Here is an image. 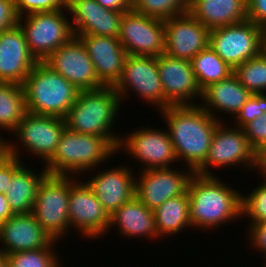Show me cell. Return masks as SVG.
<instances>
[{"label": "cell", "mask_w": 266, "mask_h": 267, "mask_svg": "<svg viewBox=\"0 0 266 267\" xmlns=\"http://www.w3.org/2000/svg\"><path fill=\"white\" fill-rule=\"evenodd\" d=\"M65 128L64 118L27 112L10 133L9 152L22 161L24 156L20 152L29 151L28 156L38 158L44 166L55 153Z\"/></svg>", "instance_id": "cell-6"}, {"label": "cell", "mask_w": 266, "mask_h": 267, "mask_svg": "<svg viewBox=\"0 0 266 267\" xmlns=\"http://www.w3.org/2000/svg\"><path fill=\"white\" fill-rule=\"evenodd\" d=\"M251 95L232 73L227 78L202 89L198 105L218 121L227 122L223 119L222 112L232 120ZM218 113L222 114V117Z\"/></svg>", "instance_id": "cell-24"}, {"label": "cell", "mask_w": 266, "mask_h": 267, "mask_svg": "<svg viewBox=\"0 0 266 267\" xmlns=\"http://www.w3.org/2000/svg\"><path fill=\"white\" fill-rule=\"evenodd\" d=\"M102 7L119 11V12H127L132 9V0H96Z\"/></svg>", "instance_id": "cell-42"}, {"label": "cell", "mask_w": 266, "mask_h": 267, "mask_svg": "<svg viewBox=\"0 0 266 267\" xmlns=\"http://www.w3.org/2000/svg\"><path fill=\"white\" fill-rule=\"evenodd\" d=\"M124 162L118 167L107 168L92 175L88 171L86 176L87 185L98 198L105 211L111 216L119 207L127 203L135 196V175L132 165ZM131 167V168H130ZM99 172V173H98ZM91 173V175H90ZM91 176V177H90Z\"/></svg>", "instance_id": "cell-17"}, {"label": "cell", "mask_w": 266, "mask_h": 267, "mask_svg": "<svg viewBox=\"0 0 266 267\" xmlns=\"http://www.w3.org/2000/svg\"><path fill=\"white\" fill-rule=\"evenodd\" d=\"M114 88L122 104L134 93L140 97L139 100L145 101L148 106L157 107L158 111L171 106L164 98L156 56L127 54L121 79Z\"/></svg>", "instance_id": "cell-10"}, {"label": "cell", "mask_w": 266, "mask_h": 267, "mask_svg": "<svg viewBox=\"0 0 266 267\" xmlns=\"http://www.w3.org/2000/svg\"><path fill=\"white\" fill-rule=\"evenodd\" d=\"M154 211L158 237L162 240L180 235L192 227L189 220V201L187 191L165 201Z\"/></svg>", "instance_id": "cell-28"}, {"label": "cell", "mask_w": 266, "mask_h": 267, "mask_svg": "<svg viewBox=\"0 0 266 267\" xmlns=\"http://www.w3.org/2000/svg\"><path fill=\"white\" fill-rule=\"evenodd\" d=\"M68 0H13L19 17L37 12L67 9Z\"/></svg>", "instance_id": "cell-36"}, {"label": "cell", "mask_w": 266, "mask_h": 267, "mask_svg": "<svg viewBox=\"0 0 266 267\" xmlns=\"http://www.w3.org/2000/svg\"><path fill=\"white\" fill-rule=\"evenodd\" d=\"M26 113L23 86L0 81V132L11 133Z\"/></svg>", "instance_id": "cell-29"}, {"label": "cell", "mask_w": 266, "mask_h": 267, "mask_svg": "<svg viewBox=\"0 0 266 267\" xmlns=\"http://www.w3.org/2000/svg\"><path fill=\"white\" fill-rule=\"evenodd\" d=\"M256 158L258 164L266 158V142L256 151Z\"/></svg>", "instance_id": "cell-45"}, {"label": "cell", "mask_w": 266, "mask_h": 267, "mask_svg": "<svg viewBox=\"0 0 266 267\" xmlns=\"http://www.w3.org/2000/svg\"><path fill=\"white\" fill-rule=\"evenodd\" d=\"M240 166V167H239ZM239 167L258 172L256 151L250 146L245 132L229 122H220L214 132L205 163L195 172L204 176H216V171ZM212 168L217 169L211 170Z\"/></svg>", "instance_id": "cell-8"}, {"label": "cell", "mask_w": 266, "mask_h": 267, "mask_svg": "<svg viewBox=\"0 0 266 267\" xmlns=\"http://www.w3.org/2000/svg\"><path fill=\"white\" fill-rule=\"evenodd\" d=\"M191 63L201 90L233 73V69L210 46L194 56Z\"/></svg>", "instance_id": "cell-30"}, {"label": "cell", "mask_w": 266, "mask_h": 267, "mask_svg": "<svg viewBox=\"0 0 266 267\" xmlns=\"http://www.w3.org/2000/svg\"><path fill=\"white\" fill-rule=\"evenodd\" d=\"M27 112L65 118L79 89L44 62H38L23 83Z\"/></svg>", "instance_id": "cell-5"}, {"label": "cell", "mask_w": 266, "mask_h": 267, "mask_svg": "<svg viewBox=\"0 0 266 267\" xmlns=\"http://www.w3.org/2000/svg\"><path fill=\"white\" fill-rule=\"evenodd\" d=\"M180 166L194 173L205 163L214 132L220 123L198 104L171 105L160 110ZM182 161V162H181ZM185 163V164H184Z\"/></svg>", "instance_id": "cell-1"}, {"label": "cell", "mask_w": 266, "mask_h": 267, "mask_svg": "<svg viewBox=\"0 0 266 267\" xmlns=\"http://www.w3.org/2000/svg\"><path fill=\"white\" fill-rule=\"evenodd\" d=\"M263 257V261H264V263H261L260 265H262L263 267H266V256H262Z\"/></svg>", "instance_id": "cell-49"}, {"label": "cell", "mask_w": 266, "mask_h": 267, "mask_svg": "<svg viewBox=\"0 0 266 267\" xmlns=\"http://www.w3.org/2000/svg\"><path fill=\"white\" fill-rule=\"evenodd\" d=\"M263 51L266 53V29H264L263 34Z\"/></svg>", "instance_id": "cell-48"}, {"label": "cell", "mask_w": 266, "mask_h": 267, "mask_svg": "<svg viewBox=\"0 0 266 267\" xmlns=\"http://www.w3.org/2000/svg\"><path fill=\"white\" fill-rule=\"evenodd\" d=\"M175 168H156L137 172L135 196L148 209L155 210L168 199L187 191L194 172L183 165Z\"/></svg>", "instance_id": "cell-14"}, {"label": "cell", "mask_w": 266, "mask_h": 267, "mask_svg": "<svg viewBox=\"0 0 266 267\" xmlns=\"http://www.w3.org/2000/svg\"><path fill=\"white\" fill-rule=\"evenodd\" d=\"M67 12V9H62L19 17L18 24L25 35L29 51L38 62L45 61L74 37Z\"/></svg>", "instance_id": "cell-9"}, {"label": "cell", "mask_w": 266, "mask_h": 267, "mask_svg": "<svg viewBox=\"0 0 266 267\" xmlns=\"http://www.w3.org/2000/svg\"><path fill=\"white\" fill-rule=\"evenodd\" d=\"M13 0H0V32L18 24Z\"/></svg>", "instance_id": "cell-41"}, {"label": "cell", "mask_w": 266, "mask_h": 267, "mask_svg": "<svg viewBox=\"0 0 266 267\" xmlns=\"http://www.w3.org/2000/svg\"><path fill=\"white\" fill-rule=\"evenodd\" d=\"M53 241L31 213L13 214L0 225V252L5 255L46 248Z\"/></svg>", "instance_id": "cell-23"}, {"label": "cell", "mask_w": 266, "mask_h": 267, "mask_svg": "<svg viewBox=\"0 0 266 267\" xmlns=\"http://www.w3.org/2000/svg\"><path fill=\"white\" fill-rule=\"evenodd\" d=\"M81 179L78 177L70 185L68 207L70 230L77 232L79 236L81 235L80 238L89 242L90 239L94 241L107 235L110 216L86 181Z\"/></svg>", "instance_id": "cell-13"}, {"label": "cell", "mask_w": 266, "mask_h": 267, "mask_svg": "<svg viewBox=\"0 0 266 267\" xmlns=\"http://www.w3.org/2000/svg\"><path fill=\"white\" fill-rule=\"evenodd\" d=\"M266 112V93L252 94L240 108L235 117L230 120L235 127L244 128L254 119Z\"/></svg>", "instance_id": "cell-35"}, {"label": "cell", "mask_w": 266, "mask_h": 267, "mask_svg": "<svg viewBox=\"0 0 266 267\" xmlns=\"http://www.w3.org/2000/svg\"><path fill=\"white\" fill-rule=\"evenodd\" d=\"M38 63L19 24L0 32V81L23 85Z\"/></svg>", "instance_id": "cell-21"}, {"label": "cell", "mask_w": 266, "mask_h": 267, "mask_svg": "<svg viewBox=\"0 0 266 267\" xmlns=\"http://www.w3.org/2000/svg\"><path fill=\"white\" fill-rule=\"evenodd\" d=\"M119 231V237L134 240L142 238L161 240L157 235L154 211L148 209L136 196L119 207L111 216L108 234L111 228ZM117 227V228H116Z\"/></svg>", "instance_id": "cell-25"}, {"label": "cell", "mask_w": 266, "mask_h": 267, "mask_svg": "<svg viewBox=\"0 0 266 267\" xmlns=\"http://www.w3.org/2000/svg\"><path fill=\"white\" fill-rule=\"evenodd\" d=\"M187 12L212 30L247 21V0H188Z\"/></svg>", "instance_id": "cell-26"}, {"label": "cell", "mask_w": 266, "mask_h": 267, "mask_svg": "<svg viewBox=\"0 0 266 267\" xmlns=\"http://www.w3.org/2000/svg\"><path fill=\"white\" fill-rule=\"evenodd\" d=\"M118 39L127 54L157 57L165 53L164 20L130 9L123 12Z\"/></svg>", "instance_id": "cell-15"}, {"label": "cell", "mask_w": 266, "mask_h": 267, "mask_svg": "<svg viewBox=\"0 0 266 267\" xmlns=\"http://www.w3.org/2000/svg\"><path fill=\"white\" fill-rule=\"evenodd\" d=\"M117 156V149L105 138L80 134L67 127L61 135L58 147L44 165L48 175L83 176L96 172L100 165ZM96 168V169H95Z\"/></svg>", "instance_id": "cell-4"}, {"label": "cell", "mask_w": 266, "mask_h": 267, "mask_svg": "<svg viewBox=\"0 0 266 267\" xmlns=\"http://www.w3.org/2000/svg\"><path fill=\"white\" fill-rule=\"evenodd\" d=\"M150 126V127H149ZM141 125L121 135L117 154L125 151L131 160L142 164L137 170L156 168H170L178 164L174 145L172 144L167 128H156Z\"/></svg>", "instance_id": "cell-11"}, {"label": "cell", "mask_w": 266, "mask_h": 267, "mask_svg": "<svg viewBox=\"0 0 266 267\" xmlns=\"http://www.w3.org/2000/svg\"><path fill=\"white\" fill-rule=\"evenodd\" d=\"M233 74L251 94L266 93V53L262 51L236 66Z\"/></svg>", "instance_id": "cell-31"}, {"label": "cell", "mask_w": 266, "mask_h": 267, "mask_svg": "<svg viewBox=\"0 0 266 267\" xmlns=\"http://www.w3.org/2000/svg\"><path fill=\"white\" fill-rule=\"evenodd\" d=\"M264 29L251 21L210 30L209 46L232 69L263 51Z\"/></svg>", "instance_id": "cell-12"}, {"label": "cell", "mask_w": 266, "mask_h": 267, "mask_svg": "<svg viewBox=\"0 0 266 267\" xmlns=\"http://www.w3.org/2000/svg\"><path fill=\"white\" fill-rule=\"evenodd\" d=\"M123 105L114 86L80 91L64 118L66 127L80 134L105 137L118 149L121 134L114 131V124Z\"/></svg>", "instance_id": "cell-3"}, {"label": "cell", "mask_w": 266, "mask_h": 267, "mask_svg": "<svg viewBox=\"0 0 266 267\" xmlns=\"http://www.w3.org/2000/svg\"><path fill=\"white\" fill-rule=\"evenodd\" d=\"M77 37L85 45L99 81L104 86H115L121 79L127 56L119 39L97 35Z\"/></svg>", "instance_id": "cell-22"}, {"label": "cell", "mask_w": 266, "mask_h": 267, "mask_svg": "<svg viewBox=\"0 0 266 267\" xmlns=\"http://www.w3.org/2000/svg\"><path fill=\"white\" fill-rule=\"evenodd\" d=\"M13 215L9 208L7 197L0 193V225L9 217Z\"/></svg>", "instance_id": "cell-43"}, {"label": "cell", "mask_w": 266, "mask_h": 267, "mask_svg": "<svg viewBox=\"0 0 266 267\" xmlns=\"http://www.w3.org/2000/svg\"><path fill=\"white\" fill-rule=\"evenodd\" d=\"M67 10L75 37L78 35L119 37L122 12L106 9L96 0H68Z\"/></svg>", "instance_id": "cell-20"}, {"label": "cell", "mask_w": 266, "mask_h": 267, "mask_svg": "<svg viewBox=\"0 0 266 267\" xmlns=\"http://www.w3.org/2000/svg\"><path fill=\"white\" fill-rule=\"evenodd\" d=\"M258 173L256 174H261L263 177L266 178V158L259 164V169Z\"/></svg>", "instance_id": "cell-46"}, {"label": "cell", "mask_w": 266, "mask_h": 267, "mask_svg": "<svg viewBox=\"0 0 266 267\" xmlns=\"http://www.w3.org/2000/svg\"><path fill=\"white\" fill-rule=\"evenodd\" d=\"M2 133V132H0ZM3 138V139H2ZM9 152V141L0 134V160Z\"/></svg>", "instance_id": "cell-44"}, {"label": "cell", "mask_w": 266, "mask_h": 267, "mask_svg": "<svg viewBox=\"0 0 266 267\" xmlns=\"http://www.w3.org/2000/svg\"><path fill=\"white\" fill-rule=\"evenodd\" d=\"M23 164L19 158L14 157L10 152L0 160V193H6L9 181Z\"/></svg>", "instance_id": "cell-38"}, {"label": "cell", "mask_w": 266, "mask_h": 267, "mask_svg": "<svg viewBox=\"0 0 266 267\" xmlns=\"http://www.w3.org/2000/svg\"><path fill=\"white\" fill-rule=\"evenodd\" d=\"M25 162L12 176L8 190L5 193L8 205L13 214H28L32 212L37 190L40 183L48 175L47 170L32 169ZM36 171V172H35Z\"/></svg>", "instance_id": "cell-27"}, {"label": "cell", "mask_w": 266, "mask_h": 267, "mask_svg": "<svg viewBox=\"0 0 266 267\" xmlns=\"http://www.w3.org/2000/svg\"><path fill=\"white\" fill-rule=\"evenodd\" d=\"M262 178L261 184L255 185L251 191L241 195V217H248V224H257L266 222V178ZM248 193V194H247Z\"/></svg>", "instance_id": "cell-34"}, {"label": "cell", "mask_w": 266, "mask_h": 267, "mask_svg": "<svg viewBox=\"0 0 266 267\" xmlns=\"http://www.w3.org/2000/svg\"><path fill=\"white\" fill-rule=\"evenodd\" d=\"M165 54L192 60L209 46L210 30L188 12L164 20Z\"/></svg>", "instance_id": "cell-19"}, {"label": "cell", "mask_w": 266, "mask_h": 267, "mask_svg": "<svg viewBox=\"0 0 266 267\" xmlns=\"http://www.w3.org/2000/svg\"><path fill=\"white\" fill-rule=\"evenodd\" d=\"M250 146L257 151L266 142V112L243 128Z\"/></svg>", "instance_id": "cell-37"}, {"label": "cell", "mask_w": 266, "mask_h": 267, "mask_svg": "<svg viewBox=\"0 0 266 267\" xmlns=\"http://www.w3.org/2000/svg\"><path fill=\"white\" fill-rule=\"evenodd\" d=\"M43 62L54 72L73 83L79 91L97 90L104 87L97 77L85 45L78 37L74 36Z\"/></svg>", "instance_id": "cell-16"}, {"label": "cell", "mask_w": 266, "mask_h": 267, "mask_svg": "<svg viewBox=\"0 0 266 267\" xmlns=\"http://www.w3.org/2000/svg\"><path fill=\"white\" fill-rule=\"evenodd\" d=\"M157 64L164 98L171 105H196L202 90L198 85L190 60L157 56Z\"/></svg>", "instance_id": "cell-18"}, {"label": "cell", "mask_w": 266, "mask_h": 267, "mask_svg": "<svg viewBox=\"0 0 266 267\" xmlns=\"http://www.w3.org/2000/svg\"><path fill=\"white\" fill-rule=\"evenodd\" d=\"M56 243L54 240L46 248L7 254L8 267H62V258L54 249Z\"/></svg>", "instance_id": "cell-32"}, {"label": "cell", "mask_w": 266, "mask_h": 267, "mask_svg": "<svg viewBox=\"0 0 266 267\" xmlns=\"http://www.w3.org/2000/svg\"><path fill=\"white\" fill-rule=\"evenodd\" d=\"M132 9L160 20L184 14L188 0H132Z\"/></svg>", "instance_id": "cell-33"}, {"label": "cell", "mask_w": 266, "mask_h": 267, "mask_svg": "<svg viewBox=\"0 0 266 267\" xmlns=\"http://www.w3.org/2000/svg\"><path fill=\"white\" fill-rule=\"evenodd\" d=\"M223 180L225 178L196 173L190 178L187 193L192 230L200 229L202 232L205 230L206 233L208 230L212 232L224 224L242 219V191L234 189Z\"/></svg>", "instance_id": "cell-2"}, {"label": "cell", "mask_w": 266, "mask_h": 267, "mask_svg": "<svg viewBox=\"0 0 266 267\" xmlns=\"http://www.w3.org/2000/svg\"><path fill=\"white\" fill-rule=\"evenodd\" d=\"M248 227V228H247ZM246 229L247 242L249 248H253V251L266 256V222L257 224H248Z\"/></svg>", "instance_id": "cell-39"}, {"label": "cell", "mask_w": 266, "mask_h": 267, "mask_svg": "<svg viewBox=\"0 0 266 267\" xmlns=\"http://www.w3.org/2000/svg\"><path fill=\"white\" fill-rule=\"evenodd\" d=\"M76 176L47 175L40 183L31 214L53 240L62 241L70 232L69 193ZM61 239V240H60Z\"/></svg>", "instance_id": "cell-7"}, {"label": "cell", "mask_w": 266, "mask_h": 267, "mask_svg": "<svg viewBox=\"0 0 266 267\" xmlns=\"http://www.w3.org/2000/svg\"><path fill=\"white\" fill-rule=\"evenodd\" d=\"M247 20L266 29V0H247Z\"/></svg>", "instance_id": "cell-40"}, {"label": "cell", "mask_w": 266, "mask_h": 267, "mask_svg": "<svg viewBox=\"0 0 266 267\" xmlns=\"http://www.w3.org/2000/svg\"><path fill=\"white\" fill-rule=\"evenodd\" d=\"M0 267H8V259L4 253L0 252Z\"/></svg>", "instance_id": "cell-47"}]
</instances>
